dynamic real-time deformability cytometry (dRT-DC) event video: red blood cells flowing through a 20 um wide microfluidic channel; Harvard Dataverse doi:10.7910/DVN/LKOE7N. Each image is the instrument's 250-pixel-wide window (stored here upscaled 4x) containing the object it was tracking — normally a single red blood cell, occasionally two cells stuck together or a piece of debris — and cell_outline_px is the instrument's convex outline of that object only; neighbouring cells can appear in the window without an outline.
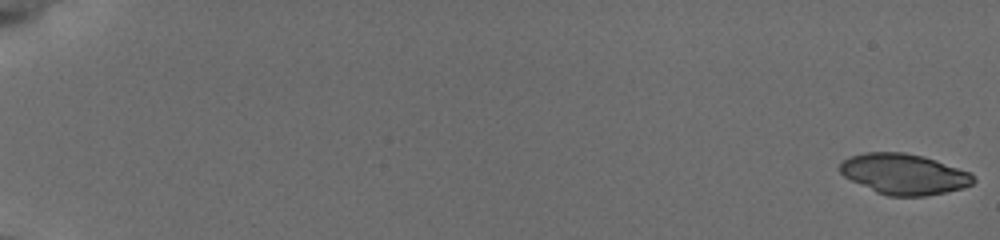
{"species": "common noctule bat (a hibernating species)", "species_latin": "Nyctalus noctula", "temperature_condition": "cold", "stored_images_in_passage": 56, "camera_frame_rate_fps": 3000, "um_per_image_px": 0.085, "animal": {"sex": "female", "body_mass_g": 19.5, "forearm_length_mm": 54.1}, "frame": {"image": 1, "passage_image": 1, "time_ms": 0.0, "image_size_px": [1000, 240], "cell_outline_px": [[976, 180], [972, 184], [964, 188], [924, 196], [888, 196], [876, 192], [844, 176], [840, 172], [840, 164], [844, 160], [852, 156], [864, 152], [904, 152], [924, 156], [972, 172]], "centroid_in_image_um": [76.89, 14.79], "position_along_channel_um": 8.1, "area_um2": 31.56}}
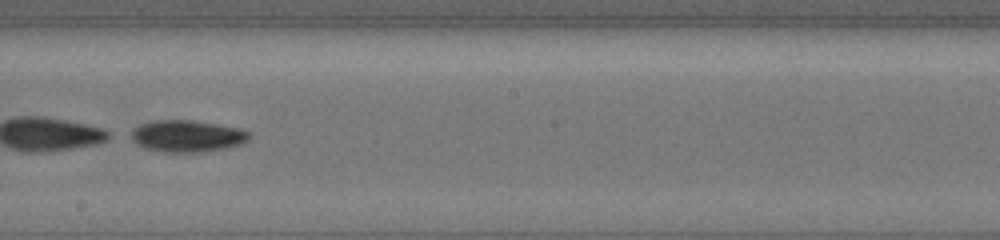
{"frame": {"image": 2, "passage_image": 35, "time_ms": 11.333, "image_size_px": [1000, 240], "cell_outline_px": [[252, 132], [248, 140], [240, 144], [228, 148], [204, 152], [164, 152], [148, 148], [136, 144], [132, 140], [132, 132], [140, 124], [152, 120], [192, 120], [240, 128]], "centroid_in_image_um": [15.96, 11.56], "position_along_channel_um": 232.2, "area_um2": 21.91}}